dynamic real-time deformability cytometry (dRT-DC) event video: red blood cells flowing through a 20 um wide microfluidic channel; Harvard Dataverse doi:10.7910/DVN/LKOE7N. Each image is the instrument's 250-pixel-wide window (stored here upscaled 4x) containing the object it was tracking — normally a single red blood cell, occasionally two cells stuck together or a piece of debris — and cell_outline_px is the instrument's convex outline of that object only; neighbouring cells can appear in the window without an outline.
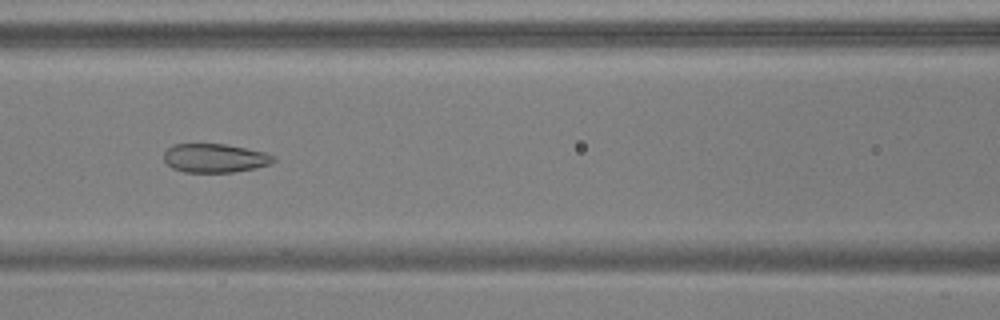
{"species": "common noctule bat (a hibernating species)", "species_latin": "Nyctalus noctula", "temperature_condition": "warm", "stored_images_in_passage": 53, "camera_frame_rate_fps": 3000, "um_per_image_px": 0.085, "animal": {"sex": "male", "body_mass_g": 17.9, "forearm_length_mm": 54.2}, "frame": {"image": 1, "passage_image": 23, "time_ms": 7.333, "image_size_px": [1000, 320], "cell_outline_px": [[276, 160], [272, 164], [256, 168], [232, 172], [184, 172], [172, 168], [164, 160], [164, 152], [168, 148], [176, 144], [224, 144], [264, 152], [276, 156]], "centroid_in_image_um": [18.29, 13.44], "position_along_channel_um": 148.3, "area_um2": 18.38}}
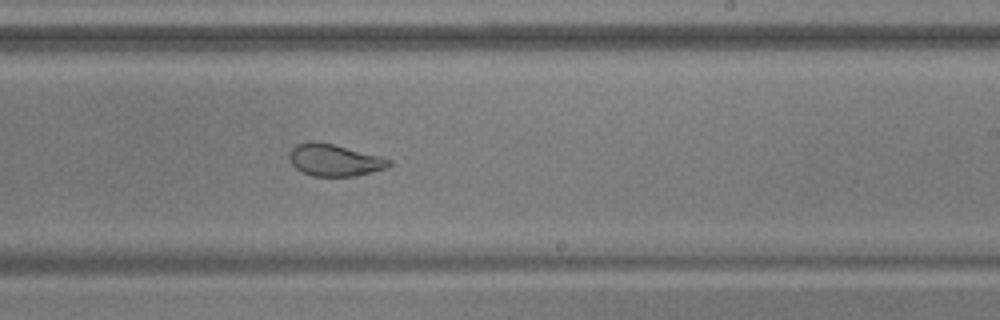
{"frame": {"image": 2, "passage_image": 32, "time_ms": 10.333, "image_size_px": [1000, 320], "cell_outline_px": [[392, 164], [388, 168], [356, 176], [312, 176], [296, 168], [292, 164], [288, 156], [292, 148], [296, 144], [308, 140], [316, 140], [380, 156], [392, 160]], "centroid_in_image_um": [28.43, 13.6], "position_along_channel_um": 260.6, "area_um2": 18.67}}
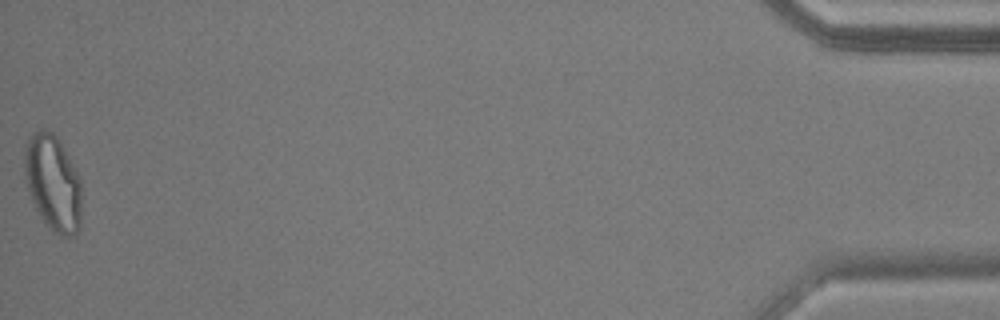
{"frame": {"image": 3, "passage_image": 53, "time_ms": 17.333, "image_size_px": [1000, 320], "cell_outline_px": [[80, 228], [76, 236], [64, 236], [52, 232], [40, 216], [32, 200], [24, 176], [24, 152], [28, 140], [40, 128], [44, 128], [52, 132], [56, 136], [68, 156], [80, 180]], "centroid_in_image_um": [4.49, 15.57], "position_along_channel_um": 430.7, "area_um2": 31.62}, "authors_computed_cell_mechanics": {"area_um2": 24.2182, "velocity_mm_per_s": 3.7537, "shape_relaxation_time_tau1_ms": null, "shape_relaxation_time_tau2_ms": 0.9788, "deformation_change_tau1": null, "deformation_change_tau2": 0.0558}}